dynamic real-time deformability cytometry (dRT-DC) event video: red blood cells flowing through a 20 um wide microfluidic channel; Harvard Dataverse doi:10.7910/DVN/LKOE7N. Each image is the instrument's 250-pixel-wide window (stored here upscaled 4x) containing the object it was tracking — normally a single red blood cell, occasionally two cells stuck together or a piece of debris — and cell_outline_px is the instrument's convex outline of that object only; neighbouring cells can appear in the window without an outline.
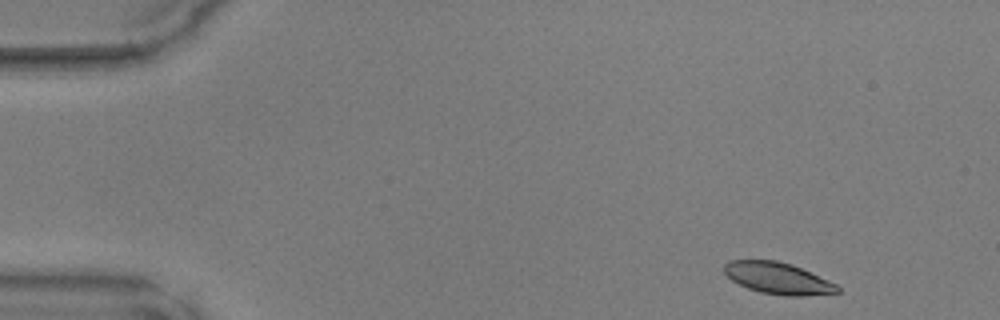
{"species": "common noctule bat (a hibernating species)", "species_latin": "Nyctalus noctula", "temperature_condition": "warm", "stored_images_in_passage": 45, "camera_frame_rate_fps": 3000, "um_per_image_px": 0.085, "animal": {"sex": "male", "body_mass_g": 17.9, "forearm_length_mm": 54.2}, "frame": {"image": 1, "passage_image": 2, "time_ms": 0.333, "image_size_px": [1000, 320], "cell_outline_px": [[840, 292], [804, 296], [784, 296], [760, 292], [748, 288], [732, 280], [724, 272], [724, 264], [728, 260], [776, 260], [792, 264], [836, 284], [840, 288]], "centroid_in_image_um": [66.11, 23.65], "position_along_channel_um": 18.9, "area_um2": 20.75}}
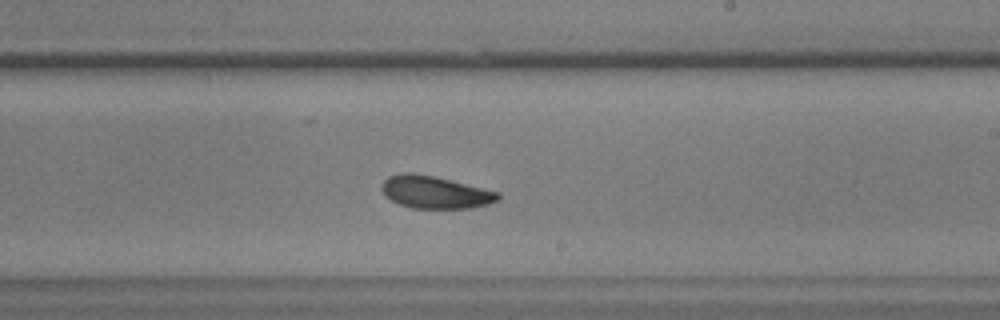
{"frame": {"image": 2, "passage_image": 26, "time_ms": 8.333, "image_size_px": [1000, 320], "cell_outline_px": [[500, 200], [488, 204], [472, 208], [412, 208], [400, 204], [392, 200], [380, 188], [384, 180], [388, 176], [400, 172], [412, 172], [432, 176], [500, 192]], "centroid_in_image_um": [36.99, 16.33], "position_along_channel_um": 252.0, "area_um2": 21.85}}
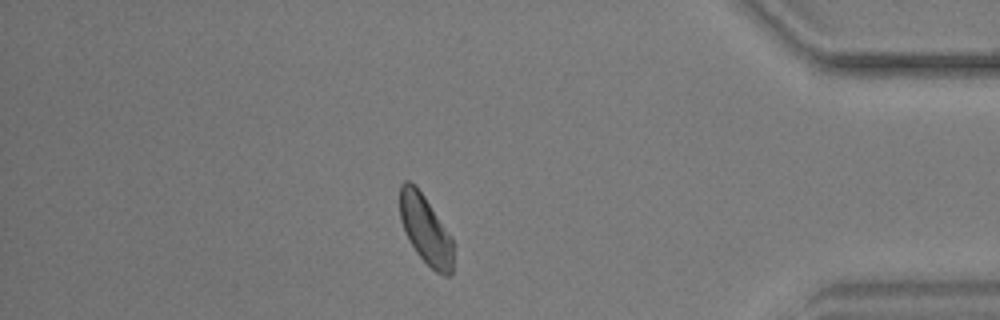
{"frame": {"image": 3, "passage_image": 39, "time_ms": 12.667, "image_size_px": [1000, 320], "cell_outline_px": [[452, 272], [448, 276], [444, 276], [436, 272], [416, 252], [408, 240], [404, 232], [400, 220], [400, 184], [404, 180], [408, 180], [416, 184], [452, 236]], "centroid_in_image_um": [36.15, 19.48], "position_along_channel_um": 399.1, "area_um2": 21.56}}